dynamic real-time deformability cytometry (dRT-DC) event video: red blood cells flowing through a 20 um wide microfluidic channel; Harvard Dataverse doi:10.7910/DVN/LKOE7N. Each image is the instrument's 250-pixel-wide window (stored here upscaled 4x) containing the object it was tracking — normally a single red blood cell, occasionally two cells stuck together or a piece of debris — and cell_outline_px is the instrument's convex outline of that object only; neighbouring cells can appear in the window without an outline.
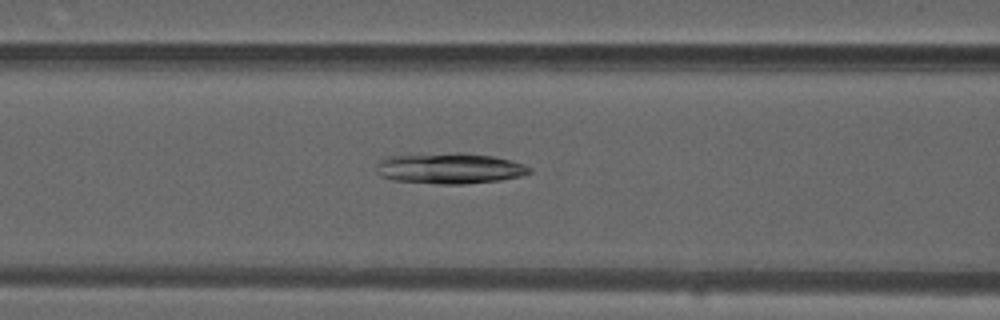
{"species": "common noctule bat (a hibernating species)", "species_latin": "Nyctalus noctula", "temperature_condition": "warm", "stored_images_in_passage": 46, "camera_frame_rate_fps": 3000, "um_per_image_px": 0.085, "animal": {"sex": "male", "forearm_length_mm": 52.5}, "frame": {"image": 1, "passage_image": 16, "time_ms": 5.0, "image_size_px": [1000, 320], "cell_outline_px": [[532, 172], [520, 176], [500, 180], [464, 184], [436, 184], [392, 180], [380, 176], [376, 172], [376, 164], [384, 156], [456, 152], [460, 152], [492, 156], [512, 160], [524, 164], [532, 168]], "centroid_in_image_um": [38.19, 14.3], "position_along_channel_um": 128.4, "area_um2": 27.86}}
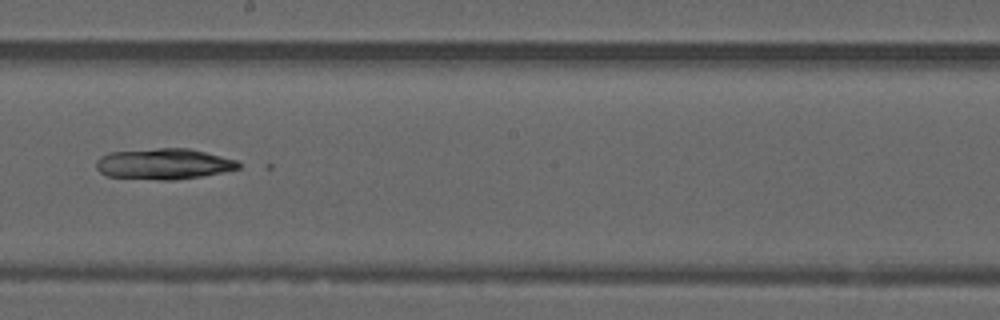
{"frame": {"image": 2, "passage_image": 24, "time_ms": 7.667, "image_size_px": [1000, 320], "cell_outline_px": [[240, 168], [224, 172], [204, 176], [172, 180], [156, 180], [108, 176], [100, 172], [96, 168], [96, 160], [100, 156], [108, 152], [156, 148], [188, 148], [236, 160], [240, 164]], "centroid_in_image_um": [13.89, 13.93], "position_along_channel_um": 234.3, "area_um2": 25.66}}
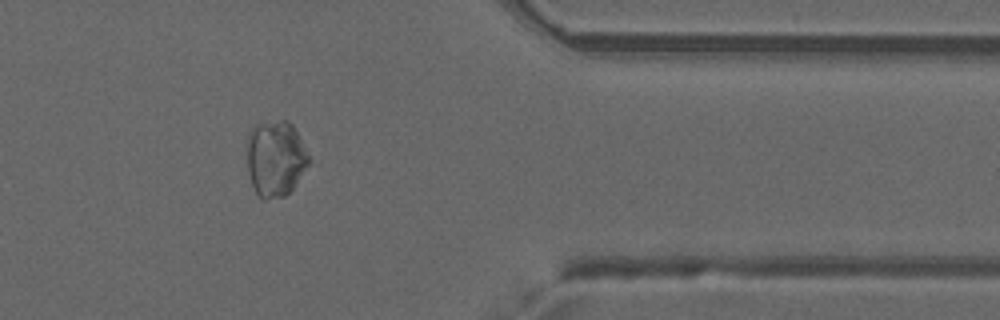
{"frame": {"image": 3, "passage_image": 37, "time_ms": 12.0, "image_size_px": [1000, 320], "cell_outline_px": [[320, 160], [284, 196], [264, 200], [260, 200], [252, 184], [248, 172], [244, 152], [244, 144], [248, 132], [256, 124], [280, 120], [288, 120], [292, 124]], "centroid_in_image_um": [23.53, 13.45], "position_along_channel_um": 387.9, "area_um2": 29.88}}